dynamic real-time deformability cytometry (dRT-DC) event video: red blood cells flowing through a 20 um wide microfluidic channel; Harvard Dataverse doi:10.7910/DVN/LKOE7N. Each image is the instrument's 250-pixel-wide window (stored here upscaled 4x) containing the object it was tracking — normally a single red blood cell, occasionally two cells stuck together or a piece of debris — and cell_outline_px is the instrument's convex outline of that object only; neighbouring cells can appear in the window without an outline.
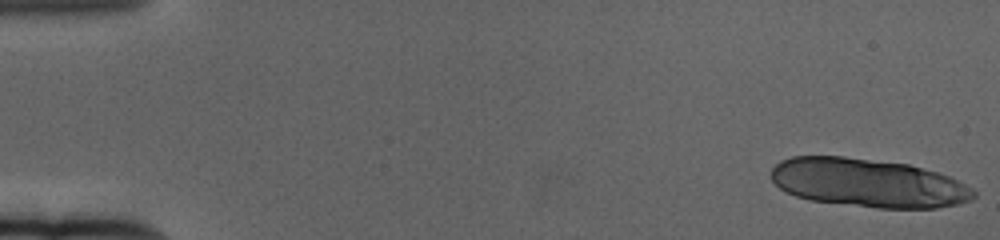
{"species": "human", "species_latin": "Homo sapiens", "temperature_condition": "cold", "stored_images_in_passage": 18, "camera_frame_rate_fps": 3000, "um_per_image_px": 0.085, "donor": {"sex": "female"}, "frame": {"image": 1, "passage_image": 1, "time_ms": 0.0, "image_size_px": [1000, 240], "cell_outline_px": [[976, 196], [972, 200], [956, 204], [936, 208], [876, 208], [808, 200], [784, 192], [772, 180], [772, 168], [780, 160], [792, 156], [844, 156], [908, 164], [936, 172], [948, 176], [972, 188], [976, 192]], "centroid_in_image_um": [73.76, 15.55], "position_along_channel_um": 11.2, "area_um2": 57.45}}